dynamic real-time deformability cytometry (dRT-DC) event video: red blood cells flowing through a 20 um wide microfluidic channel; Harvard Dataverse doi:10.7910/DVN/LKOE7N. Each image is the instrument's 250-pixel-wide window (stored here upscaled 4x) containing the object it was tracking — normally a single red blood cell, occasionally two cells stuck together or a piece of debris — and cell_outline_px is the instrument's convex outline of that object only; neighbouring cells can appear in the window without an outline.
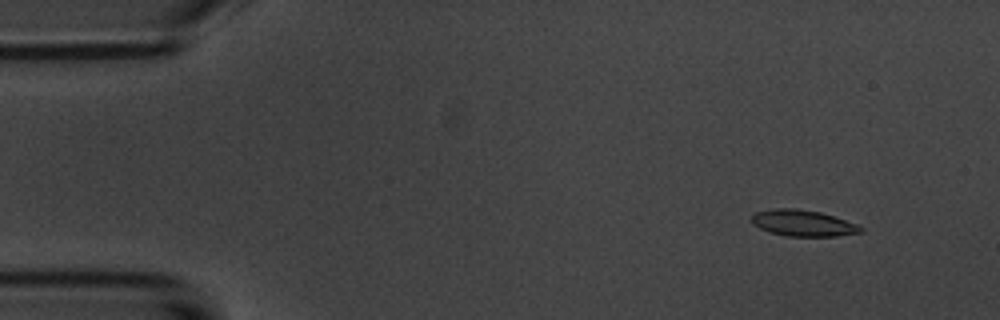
{"species": "common noctule bat (a hibernating species)", "species_latin": "Nyctalus noctula", "temperature_condition": "room temperature", "stored_images_in_passage": 5, "camera_frame_rate_fps": 3000, "um_per_image_px": 0.085, "animal": {"sex": "male", "body_mass_g": 20.1, "forearm_length_mm": 53.5}, "frame": {"image": 1, "passage_image": 2, "time_ms": 1.0, "image_size_px": [1000, 320], "cell_outline_px": [[864, 232], [836, 236], [788, 236], [768, 232], [752, 224], [752, 216], [756, 212], [772, 208], [796, 208], [820, 212], [860, 224], [864, 228]], "centroid_in_image_um": [68.29, 18.96], "position_along_channel_um": 16.7, "area_um2": 16.88}}